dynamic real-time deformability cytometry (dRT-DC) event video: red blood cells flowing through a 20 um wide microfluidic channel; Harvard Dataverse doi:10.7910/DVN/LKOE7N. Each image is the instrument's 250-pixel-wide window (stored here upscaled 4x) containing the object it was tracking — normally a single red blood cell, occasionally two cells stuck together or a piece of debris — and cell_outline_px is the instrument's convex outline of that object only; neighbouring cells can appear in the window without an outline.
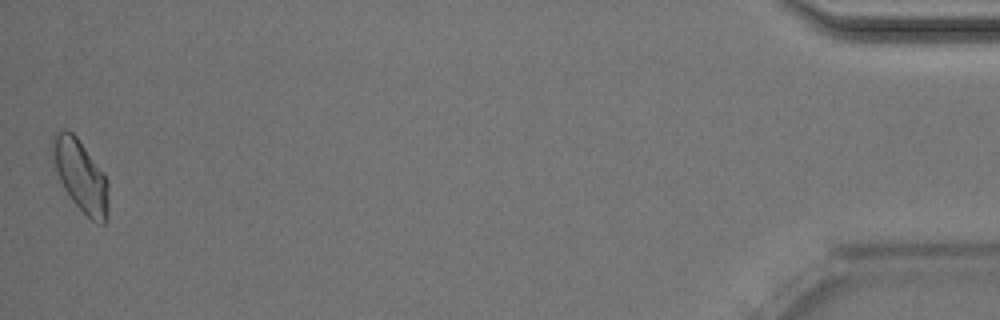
{"species": "Egyptian fruit bat (a non-hibernating species)", "species_latin": "Rousettus aegyptiacus", "temperature_condition": "room temperature", "stored_images_in_passage": 48, "camera_frame_rate_fps": 3000, "um_per_image_px": 0.085, "animal": {"sex": "male"}, "frame": {"image": 1, "passage_image": 48, "time_ms": 15.667, "image_size_px": [1000, 320], "cell_outline_px": [[108, 216], [104, 224], [100, 224], [92, 220], [72, 200], [64, 188], [56, 172], [52, 152], [52, 136], [56, 132], [64, 128], [68, 128], [76, 136], [108, 180]], "centroid_in_image_um": [6.85, 14.92], "position_along_channel_um": 428.3, "area_um2": 23.06}, "authors_computed_cell_mechanics": {"area_um2": 22.7732, "velocity_mm_per_s": 4.0194, "shape_relaxation_time_tau1_ms": 3.2553, "shape_relaxation_time_tau2_ms": 2.6884, "deformation_change_tau1": 0.0969, "deformation_change_tau2": 0.0886}}